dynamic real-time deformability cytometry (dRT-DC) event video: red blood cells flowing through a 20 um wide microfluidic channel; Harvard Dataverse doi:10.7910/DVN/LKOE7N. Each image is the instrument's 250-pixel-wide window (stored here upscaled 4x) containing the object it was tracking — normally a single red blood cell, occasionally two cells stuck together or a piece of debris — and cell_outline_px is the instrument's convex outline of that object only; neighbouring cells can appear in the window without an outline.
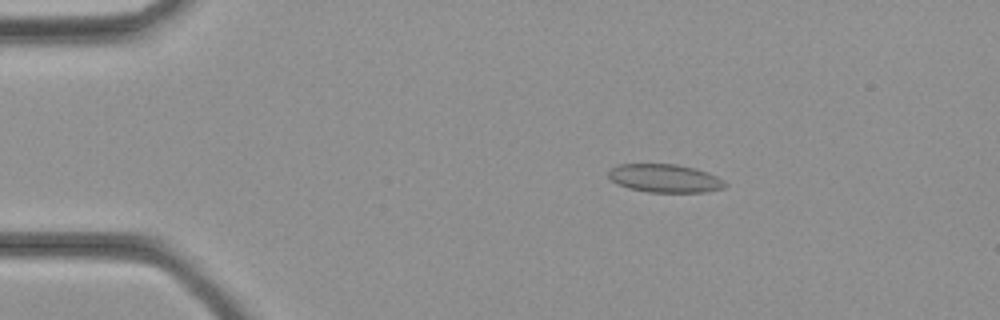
{"species": "common noctule bat (a hibernating species)", "species_latin": "Nyctalus noctula", "temperature_condition": "cold", "stored_images_in_passage": 36, "camera_frame_rate_fps": 3000, "um_per_image_px": 0.085, "animal": {"sex": "female", "body_mass_g": 21.9}, "frame": {"image": 1, "passage_image": 7, "time_ms": 2.0, "image_size_px": [1000, 320], "cell_outline_px": [[728, 184], [724, 188], [704, 192], [648, 192], [628, 188], [616, 184], [608, 176], [608, 172], [612, 168], [620, 164], [676, 164], [696, 168], [716, 176], [724, 180]], "centroid_in_image_um": [56.52, 15.16], "position_along_channel_um": 28.5, "area_um2": 19.25}}
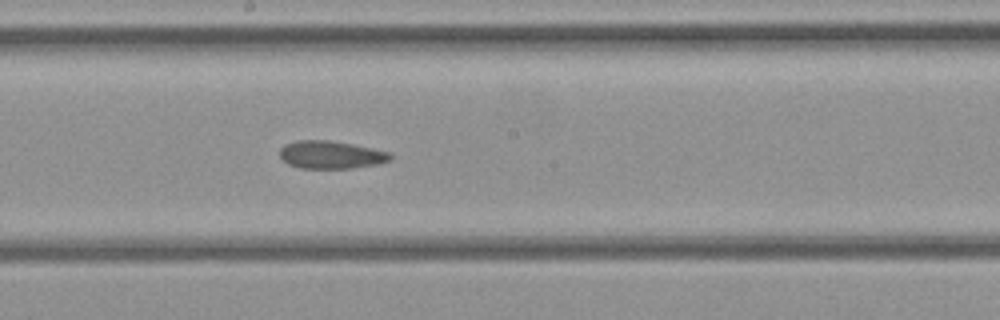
{"frame": {"image": 2, "passage_image": 20, "time_ms": 6.333, "image_size_px": [1000, 320], "cell_outline_px": [[392, 160], [380, 164], [352, 168], [300, 168], [288, 164], [280, 156], [280, 148], [284, 144], [296, 140], [328, 140], [352, 144], [392, 152]], "centroid_in_image_um": [28.16, 13.15], "position_along_channel_um": 220.0, "area_um2": 18.09}}
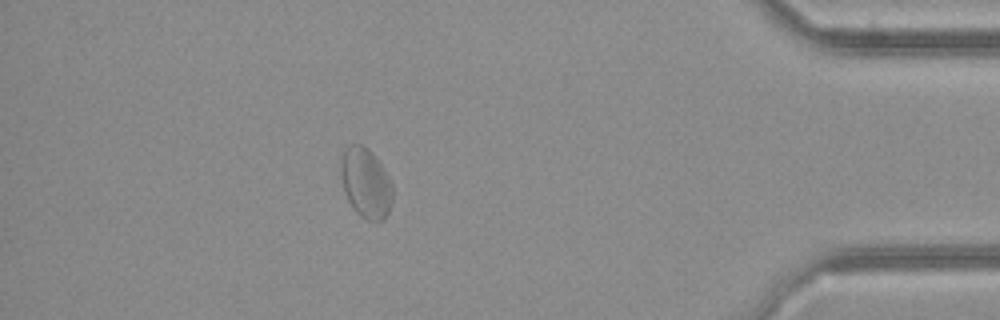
{"frame": {"image": 3, "passage_image": 32, "time_ms": 10.333, "image_size_px": [1000, 320], "cell_outline_px": [[392, 200], [388, 212], [384, 220], [368, 220], [360, 216], [356, 212], [348, 200], [344, 192], [340, 172], [340, 164], [344, 152], [348, 144], [364, 144], [376, 156], [384, 168], [392, 184]], "centroid_in_image_um": [31.09, 15.53], "position_along_channel_um": 404.1, "area_um2": 21.21}}